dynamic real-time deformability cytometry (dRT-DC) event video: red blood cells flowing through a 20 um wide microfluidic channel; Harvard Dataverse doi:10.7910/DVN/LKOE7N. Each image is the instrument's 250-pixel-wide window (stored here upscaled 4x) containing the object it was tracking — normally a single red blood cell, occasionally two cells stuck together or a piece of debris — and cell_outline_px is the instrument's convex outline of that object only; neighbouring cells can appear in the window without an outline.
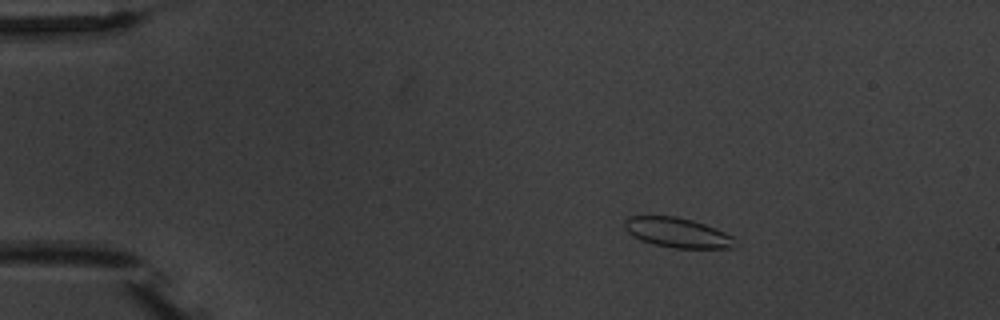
{"species": "common noctule bat (a hibernating species)", "species_latin": "Nyctalus noctula", "temperature_condition": "warm", "stored_images_in_passage": 5, "camera_frame_rate_fps": 3000, "um_per_image_px": 0.085, "animal": {"sex": "male", "body_mass_g": 20.1, "forearm_length_mm": 53.5}, "frame": {"image": 1, "passage_image": 2, "time_ms": 1.333, "image_size_px": [1000, 320], "cell_outline_px": [[732, 248], [672, 248], [652, 244], [640, 240], [632, 236], [624, 228], [624, 220], [628, 216], [676, 216], [692, 220], [704, 224], [724, 232], [732, 236]], "centroid_in_image_um": [57.48, 19.77], "position_along_channel_um": 27.5, "area_um2": 19.07}}
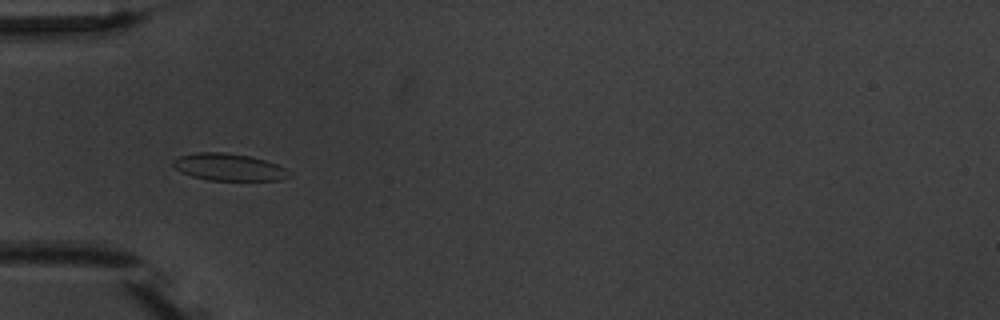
{"frame": {"image": 2, "passage_image": 4, "time_ms": 4.333, "image_size_px": [1000, 320], "cell_outline_px": [[292, 176], [280, 180], [208, 180], [192, 176], [180, 172], [172, 164], [172, 160], [180, 156], [196, 152], [224, 152], [248, 156], [264, 160], [276, 164], [284, 168]], "centroid_in_image_um": [19.42, 14.2], "position_along_channel_um": 65.6, "area_um2": 18.21}}